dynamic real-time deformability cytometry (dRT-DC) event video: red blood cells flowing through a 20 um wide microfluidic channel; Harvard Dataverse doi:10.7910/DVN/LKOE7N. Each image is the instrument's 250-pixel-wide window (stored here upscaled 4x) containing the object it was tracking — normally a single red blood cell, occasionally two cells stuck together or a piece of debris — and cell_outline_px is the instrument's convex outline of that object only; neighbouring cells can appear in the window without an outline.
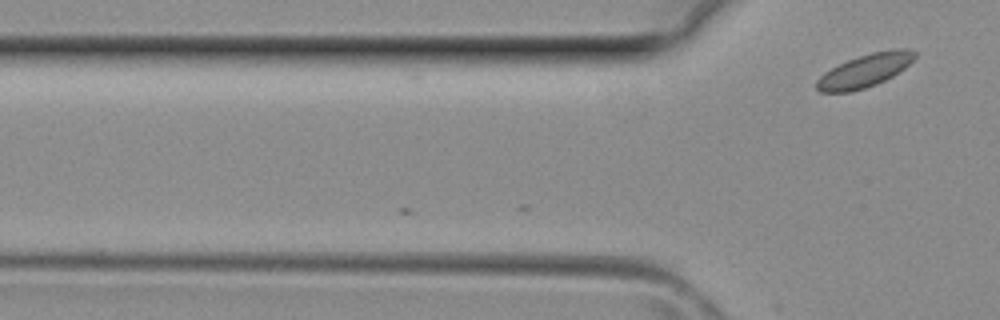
{"species": "common noctule bat (a hibernating species)", "species_latin": "Nyctalus noctula", "temperature_condition": "room temperature", "stored_images_in_passage": 2, "camera_frame_rate_fps": 3000, "um_per_image_px": 0.085, "animal": {"sex": "female", "body_mass_g": 29.2, "forearm_length_mm": 56.3}, "frame": {"image": 1, "passage_image": 2, "time_ms": 0.333, "image_size_px": [1000, 320], "cell_outline_px": [[916, 56], [904, 68], [892, 76], [876, 84], [852, 92], [820, 92], [816, 88], [816, 80], [824, 72], [848, 60], [872, 52], [892, 48], [908, 48], [916, 52]], "centroid_in_image_um": [73.51, 6.0], "position_along_channel_um": 52.3, "area_um2": 18.79}}